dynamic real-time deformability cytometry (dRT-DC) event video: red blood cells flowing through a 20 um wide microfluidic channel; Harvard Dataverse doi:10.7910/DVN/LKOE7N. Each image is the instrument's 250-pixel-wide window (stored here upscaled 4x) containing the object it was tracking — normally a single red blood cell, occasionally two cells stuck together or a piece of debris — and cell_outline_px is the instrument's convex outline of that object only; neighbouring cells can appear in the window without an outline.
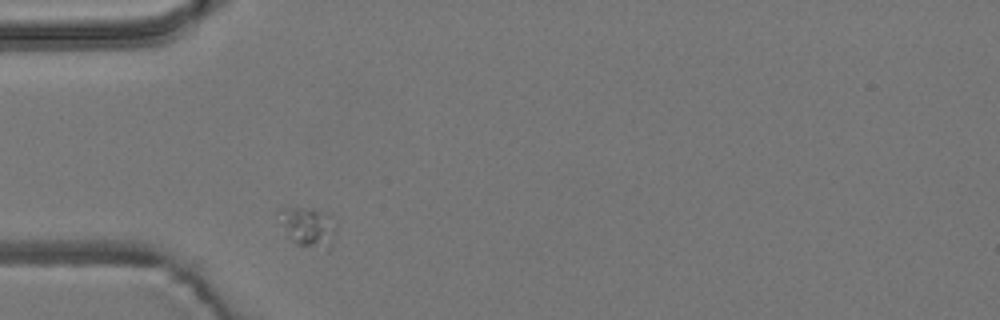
{"species": "common noctule bat (a hibernating species)", "species_latin": "Nyctalus noctula", "temperature_condition": "room temperature", "stored_images_in_passage": 4, "camera_frame_rate_fps": 3000, "um_per_image_px": 0.085, "animal": {"sex": "male", "body_mass_g": 19.2, "forearm_length_mm": 51.8}, "frame": {"image": 1, "passage_image": 4, "time_ms": 1.0, "image_size_px": [1000, 320], "cell_outline_px": [[336, 224], [328, 248], [296, 244], [292, 240], [276, 212], [280, 208], [312, 208], [332, 212]], "centroid_in_image_um": [26.22, 19.19], "position_along_channel_um": 58.8, "area_um2": 12.83}}